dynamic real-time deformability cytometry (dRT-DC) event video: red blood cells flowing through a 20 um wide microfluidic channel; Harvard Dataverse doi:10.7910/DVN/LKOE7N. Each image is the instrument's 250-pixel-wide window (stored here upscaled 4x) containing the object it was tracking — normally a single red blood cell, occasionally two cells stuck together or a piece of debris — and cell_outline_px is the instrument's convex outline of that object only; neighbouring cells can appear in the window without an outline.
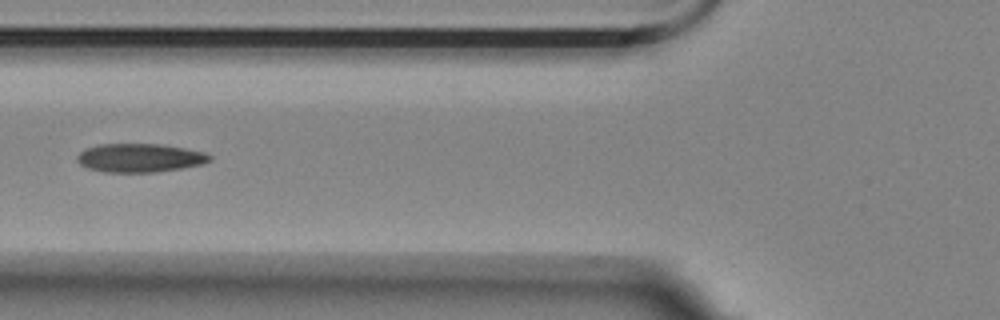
{"species": "Egyptian fruit bat (a non-hibernating species)", "species_latin": "Rousettus aegyptiacus", "temperature_condition": "room temperature", "stored_images_in_passage": 13, "segment_of_instrument_passage": [1, 2], "camera_frame_rate_fps": 3000, "um_per_image_px": 0.085, "animal": {"sex": "female"}, "frame": {"image": 1, "passage_image": 5, "time_ms": 1.333, "image_size_px": [1000, 320], "cell_outline_px": [[212, 160], [204, 164], [156, 172], [104, 172], [88, 168], [80, 164], [76, 160], [76, 156], [84, 148], [100, 144], [160, 144], [184, 148], [204, 152], [212, 156]], "centroid_in_image_um": [11.87, 13.42], "position_along_channel_um": 113.9, "area_um2": 22.2}}
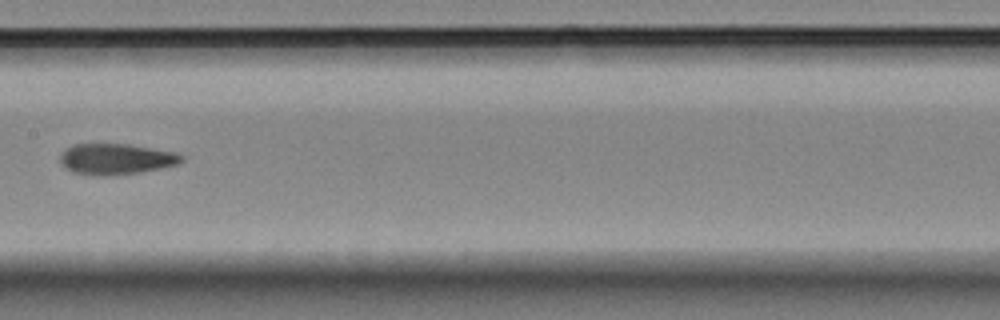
{"frame": {"image": 2, "passage_image": 7, "time_ms": 2.0, "image_size_px": [1000, 320], "cell_outline_px": [[184, 160], [176, 164], [160, 168], [140, 172], [108, 176], [92, 176], [72, 172], [64, 168], [60, 160], [60, 156], [68, 148], [76, 144], [128, 144], [176, 152], [184, 156]], "centroid_in_image_um": [9.86, 13.53], "position_along_channel_um": 197.5, "area_um2": 21.85}}
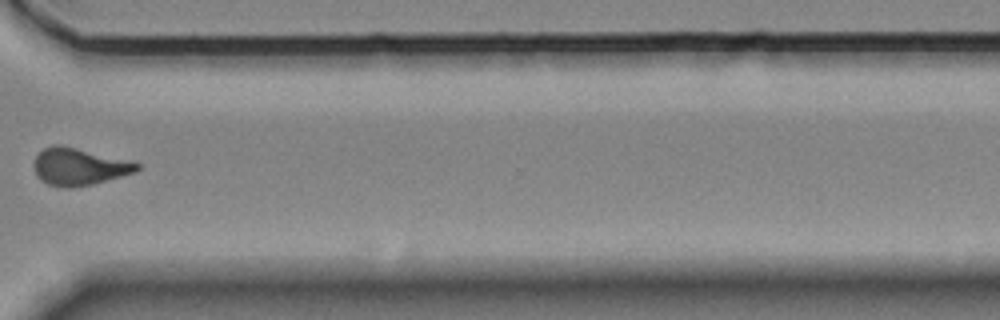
{"frame": {"image": 3, "passage_image": 11, "time_ms": 3.333, "image_size_px": [1000, 320], "cell_outline_px": [[140, 168], [136, 172], [92, 184], [72, 188], [60, 188], [48, 184], [40, 180], [36, 176], [36, 156], [44, 148], [52, 144], [60, 144], [128, 160], [140, 164]], "centroid_in_image_um": [6.72, 14.17], "position_along_channel_um": 363.9, "area_um2": 22.2}}